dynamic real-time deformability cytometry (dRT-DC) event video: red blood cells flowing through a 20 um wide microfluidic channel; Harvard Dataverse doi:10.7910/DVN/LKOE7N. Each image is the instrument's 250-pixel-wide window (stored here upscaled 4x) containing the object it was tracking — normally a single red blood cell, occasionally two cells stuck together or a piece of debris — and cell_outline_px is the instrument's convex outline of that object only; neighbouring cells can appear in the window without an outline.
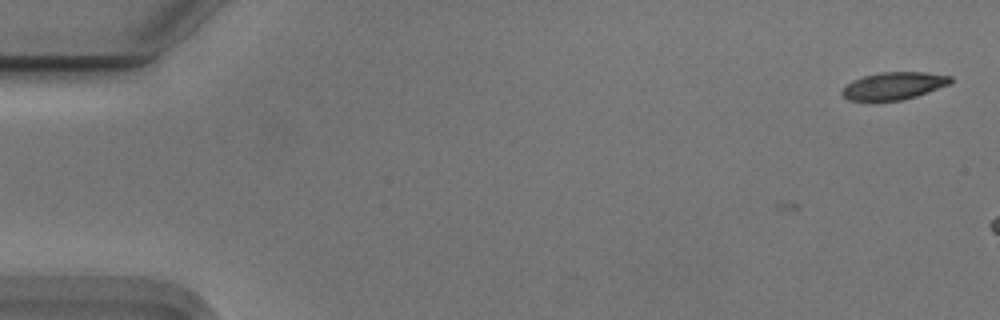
{"species": "Egyptian fruit bat (a non-hibernating species)", "species_latin": "Rousettus aegyptiacus", "temperature_condition": "cold", "stored_images_in_passage": 6, "camera_frame_rate_fps": 3000, "um_per_image_px": 0.085, "animal": {"sex": "male"}, "frame": {"image": 1, "passage_image": 6, "time_ms": 1.667, "image_size_px": [1000, 320], "cell_outline_px": [[952, 80], [948, 84], [916, 96], [900, 100], [872, 104], [848, 100], [840, 92], [852, 80], [864, 76], [880, 72], [924, 72], [952, 76]], "centroid_in_image_um": [75.88, 7.34], "position_along_channel_um": 9.1, "area_um2": 17.74}}